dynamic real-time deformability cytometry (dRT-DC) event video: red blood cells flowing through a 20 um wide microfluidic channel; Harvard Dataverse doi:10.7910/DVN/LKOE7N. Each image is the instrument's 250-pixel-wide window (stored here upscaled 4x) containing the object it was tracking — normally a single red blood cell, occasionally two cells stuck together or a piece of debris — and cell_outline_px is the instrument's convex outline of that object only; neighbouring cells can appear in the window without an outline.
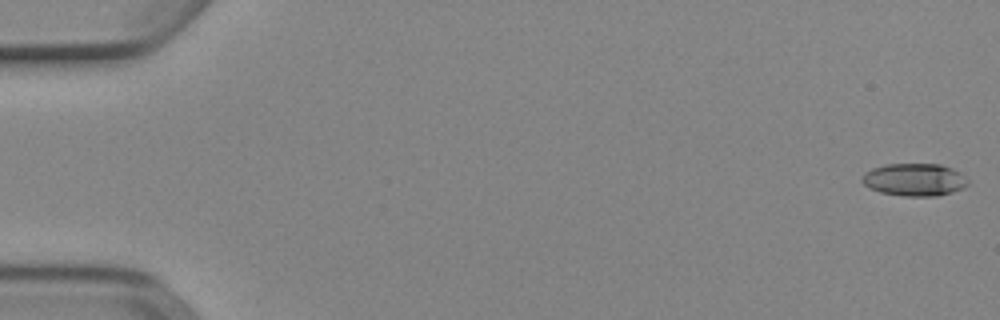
{"species": "Egyptian fruit bat (a non-hibernating species)", "species_latin": "Rousettus aegyptiacus", "temperature_condition": "cold", "stored_images_in_passage": 52, "camera_frame_rate_fps": 3000, "um_per_image_px": 0.085, "animal": {"sex": "female"}, "frame": {"image": 1, "passage_image": 1, "time_ms": 0.0, "image_size_px": [1000, 320], "cell_outline_px": [[968, 184], [964, 188], [952, 192], [936, 196], [904, 196], [880, 192], [868, 188], [860, 180], [864, 172], [872, 168], [884, 164], [940, 164], [952, 168], [960, 172], [968, 180]], "centroid_in_image_um": [77.71, 15.27], "position_along_channel_um": 7.3, "area_um2": 20.29}}
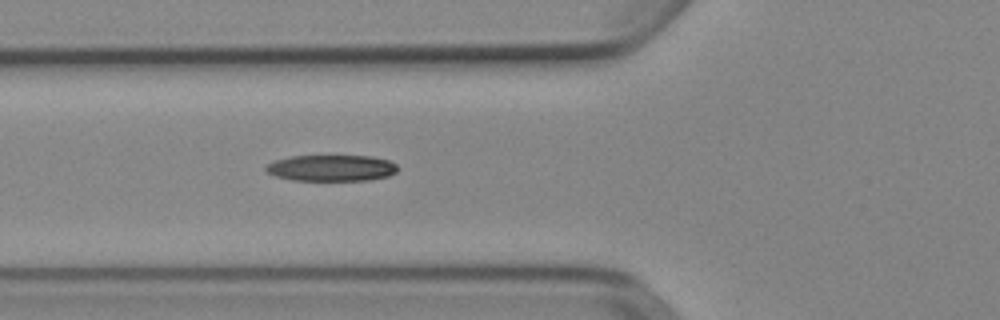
{"frame": {"image": 2, "passage_image": 20, "time_ms": 6.333, "image_size_px": [1000, 320], "cell_outline_px": [[400, 168], [396, 172], [388, 176], [368, 180], [292, 180], [276, 176], [268, 172], [264, 168], [268, 164], [276, 160], [292, 156], [372, 156], [388, 160], [396, 164]], "centroid_in_image_um": [28.21, 14.28], "position_along_channel_um": 97.6, "area_um2": 20.06}}
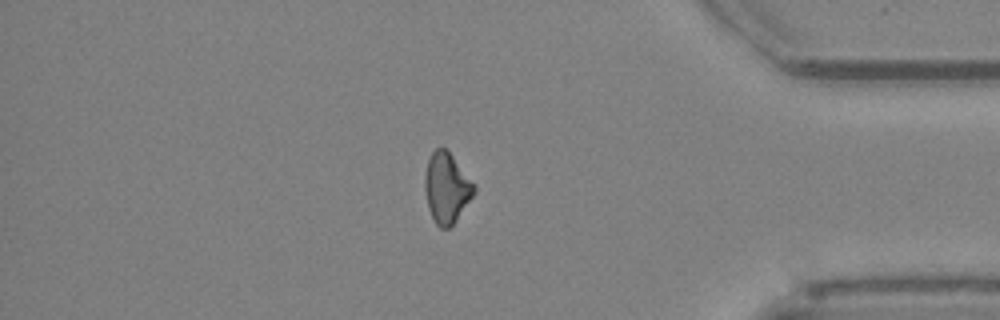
{"frame": {"image": 3, "passage_image": 45, "time_ms": 14.667, "image_size_px": [1000, 320], "cell_outline_px": [[476, 192], [456, 220], [448, 228], [440, 228], [436, 224], [428, 208], [424, 188], [424, 176], [428, 160], [432, 152], [436, 148], [448, 148], [476, 184]], "centroid_in_image_um": [37.98, 15.93], "position_along_channel_um": 397.2, "area_um2": 20.52}, "authors_computed_cell_mechanics": {"area_um2": 20.2011, "velocity_mm_per_s": 3.9166, "shape_relaxation_time_tau1_ms": 5.1922, "shape_relaxation_time_tau2_ms": null, "deformation_change_tau1": 0.1326, "deformation_change_tau2": null}}